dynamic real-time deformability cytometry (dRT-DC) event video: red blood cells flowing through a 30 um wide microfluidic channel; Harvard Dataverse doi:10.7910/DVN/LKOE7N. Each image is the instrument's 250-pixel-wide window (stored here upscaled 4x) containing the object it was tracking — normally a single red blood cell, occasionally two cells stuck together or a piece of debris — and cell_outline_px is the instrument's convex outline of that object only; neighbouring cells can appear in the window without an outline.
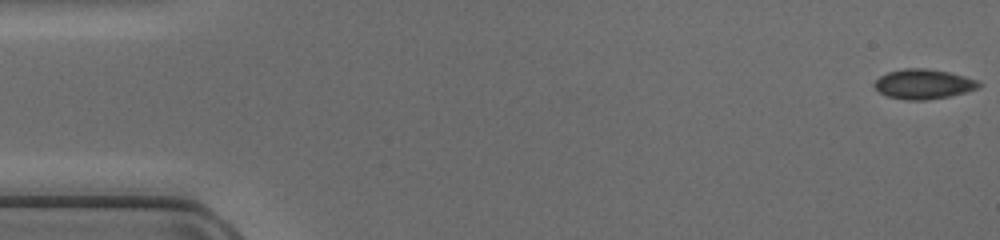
{"species": "common noctule bat (a hibernating species)", "species_latin": "Nyctalus noctula", "temperature_condition": "cold", "stored_images_in_passage": 48, "camera_frame_rate_fps": 3000, "um_per_image_px": 0.085, "animal": {"sex": "female", "body_mass_g": 17.0, "forearm_length_mm": 48.0}, "frame": {"image": 1, "passage_image": 1, "time_ms": 0.0, "image_size_px": [1000, 240], "cell_outline_px": [[980, 88], [948, 96], [928, 100], [904, 100], [888, 96], [880, 92], [872, 84], [880, 76], [888, 72], [904, 68], [928, 68], [948, 72], [980, 80]], "centroid_in_image_um": [78.5, 7.14], "position_along_channel_um": 6.5, "area_um2": 18.15}}
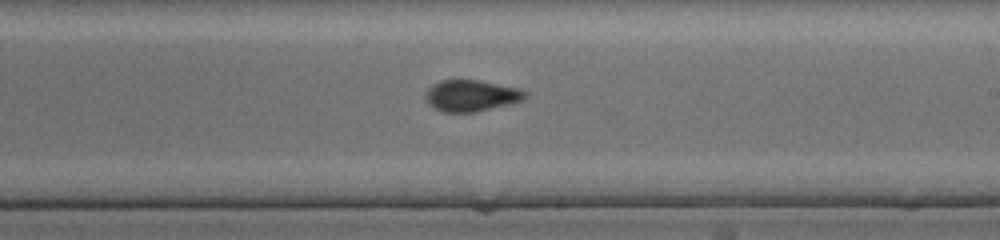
{"frame": {"image": 2, "passage_image": 28, "time_ms": 9.0, "image_size_px": [1000, 240], "cell_outline_px": [[528, 96], [520, 100], [476, 112], [444, 112], [428, 104], [424, 96], [428, 88], [440, 80], [480, 80], [520, 88], [528, 92]], "centroid_in_image_um": [40.04, 8.11], "position_along_channel_um": 249.0, "area_um2": 18.09}}
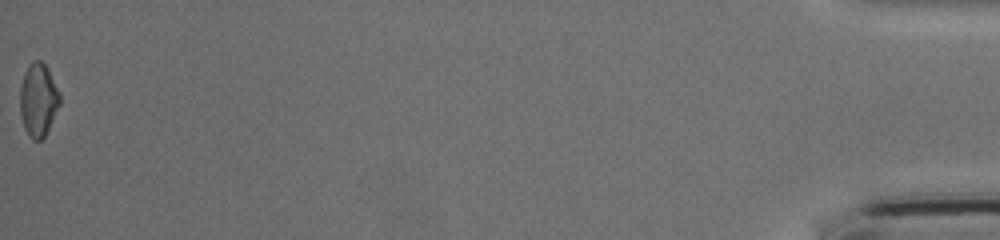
{"frame": {"image": 3, "passage_image": 48, "time_ms": 15.667, "image_size_px": [1000, 240], "cell_outline_px": [[60, 104], [44, 136], [40, 140], [32, 140], [28, 136], [24, 128], [20, 112], [20, 88], [24, 72], [28, 64], [32, 60], [40, 60], [48, 68], [60, 92]], "centroid_in_image_um": [3.24, 8.46], "position_along_channel_um": 432.0, "area_um2": 17.05}}